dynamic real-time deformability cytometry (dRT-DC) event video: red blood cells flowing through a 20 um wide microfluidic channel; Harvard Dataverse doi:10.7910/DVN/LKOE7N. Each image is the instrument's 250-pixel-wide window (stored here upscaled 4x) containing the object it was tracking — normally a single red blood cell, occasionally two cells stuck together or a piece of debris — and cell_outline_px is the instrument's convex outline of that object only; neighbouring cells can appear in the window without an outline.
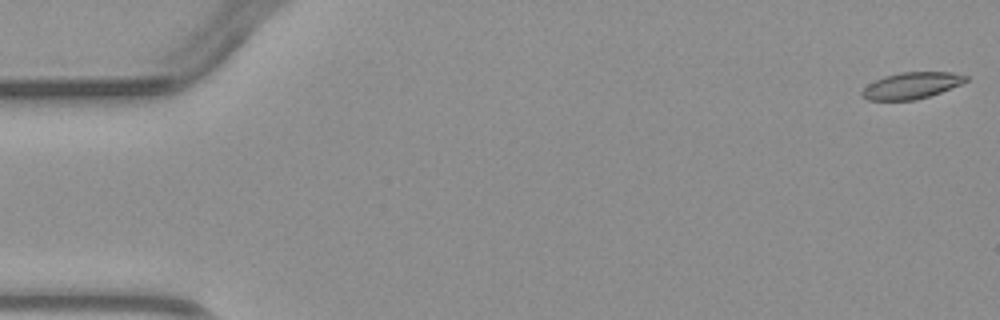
{"species": "common noctule bat (a hibernating species)", "species_latin": "Nyctalus noctula", "temperature_condition": "warm", "stored_images_in_passage": 4, "camera_frame_rate_fps": 3000, "um_per_image_px": 0.085, "animal": {"sex": "male", "body_mass_g": 23.1, "forearm_length_mm": 52.7}, "frame": {"image": 1, "passage_image": 1, "time_ms": 0.0, "image_size_px": [1000, 320], "cell_outline_px": [[968, 80], [960, 84], [940, 92], [916, 100], [868, 100], [860, 96], [860, 92], [868, 84], [884, 76], [900, 72], [952, 72], [968, 76]], "centroid_in_image_um": [77.45, 7.27], "position_along_channel_um": 7.6, "area_um2": 15.95}}
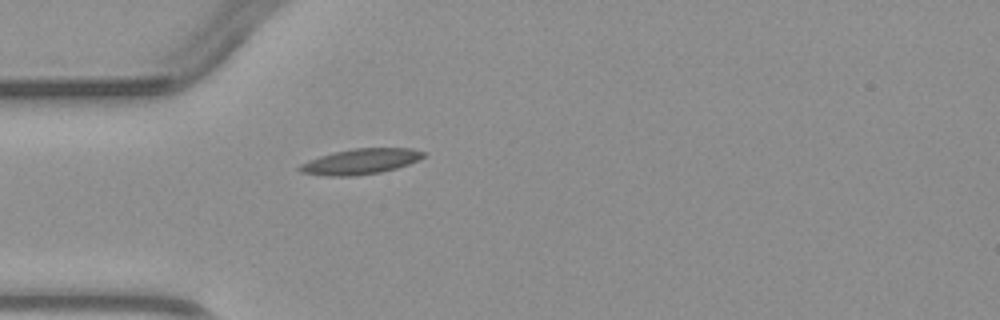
{"frame": {"image": 2, "passage_image": 4, "time_ms": 4.333, "image_size_px": [1000, 320], "cell_outline_px": [[424, 156], [408, 164], [396, 168], [380, 172], [352, 176], [328, 176], [300, 172], [296, 168], [300, 164], [308, 160], [332, 152], [352, 148], [412, 148], [424, 152]], "centroid_in_image_um": [30.59, 13.72], "position_along_channel_um": 54.4, "area_um2": 18.32}}